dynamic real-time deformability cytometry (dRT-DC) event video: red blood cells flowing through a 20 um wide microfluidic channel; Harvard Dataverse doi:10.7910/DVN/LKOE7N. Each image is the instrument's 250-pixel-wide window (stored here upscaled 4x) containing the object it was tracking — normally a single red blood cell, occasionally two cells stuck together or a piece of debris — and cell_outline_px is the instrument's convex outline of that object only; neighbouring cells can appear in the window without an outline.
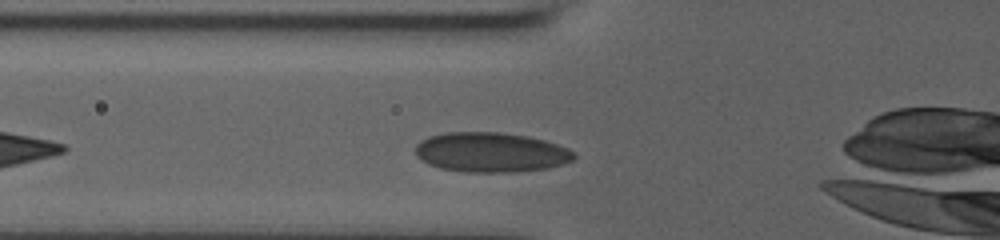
{"species": "human", "species_latin": "Homo sapiens", "temperature_condition": "room temperature", "stored_images_in_passage": 42, "camera_frame_rate_fps": 3000, "um_per_image_px": 0.085, "donor": {"sex": "male"}, "frame": {"image": 1, "passage_image": 16, "time_ms": 5.0, "image_size_px": [1000, 240], "cell_outline_px": [[576, 156], [572, 160], [548, 168], [512, 172], [464, 172], [440, 168], [428, 164], [416, 156], [416, 144], [420, 140], [428, 136], [444, 132], [500, 132], [528, 136], [544, 140], [568, 148]], "centroid_in_image_um": [41.68, 12.94], "position_along_channel_um": 84.1, "area_um2": 36.82}}
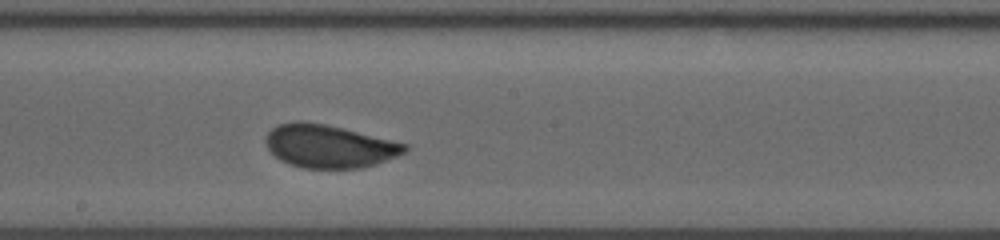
{"frame": {"image": 2, "passage_image": 27, "time_ms": 8.667, "image_size_px": [1000, 240], "cell_outline_px": [[408, 148], [404, 152], [396, 156], [376, 164], [360, 168], [304, 168], [288, 164], [280, 160], [268, 148], [264, 140], [268, 132], [272, 128], [280, 124], [296, 120], [300, 120], [324, 124], [408, 144]], "centroid_in_image_um": [27.94, 12.43], "position_along_channel_um": 220.3, "area_um2": 34.56}}
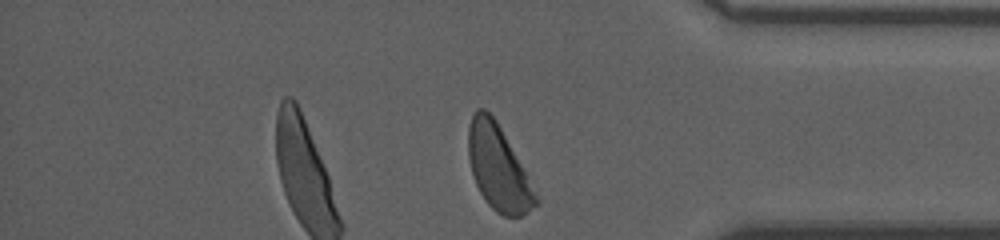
{"frame": {"image": 3, "passage_image": 42, "time_ms": 13.667, "image_size_px": [1000, 240], "cell_outline_px": [[540, 200], [524, 216], [504, 216], [496, 212], [488, 204], [480, 192], [476, 184], [472, 172], [468, 156], [468, 128], [472, 116], [476, 108], [484, 108], [496, 120]], "centroid_in_image_um": [42.33, 14.28], "position_along_channel_um": 392.9, "area_um2": 32.66}, "authors_computed_cell_mechanics": {"area_um2": 35.0846, "velocity_mm_per_s": 3.7012, "shape_relaxation_time_tau1_ms": 3.9073, "shape_relaxation_time_tau2_ms": null, "deformation_change_tau1": 0.096, "deformation_change_tau2": null}}